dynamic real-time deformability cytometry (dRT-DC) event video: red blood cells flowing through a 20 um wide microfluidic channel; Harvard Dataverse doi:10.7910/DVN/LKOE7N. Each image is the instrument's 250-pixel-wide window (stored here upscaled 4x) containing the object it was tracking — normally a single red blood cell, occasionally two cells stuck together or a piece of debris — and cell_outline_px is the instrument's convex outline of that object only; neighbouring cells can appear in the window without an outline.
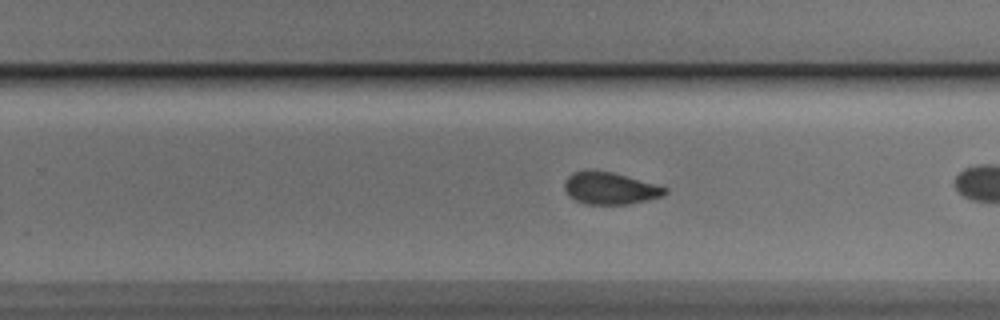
{"species": "Egyptian fruit bat (a non-hibernating species)", "species_latin": "Rousettus aegyptiacus", "temperature_condition": "cold", "stored_images_in_passage": 29, "camera_frame_rate_fps": 3000, "um_per_image_px": 0.085, "animal": {"sex": "male"}, "frame": {"image": 1, "passage_image": 21, "time_ms": 6.667, "image_size_px": [1000, 320], "cell_outline_px": [[668, 192], [664, 196], [628, 204], [588, 204], [576, 200], [568, 196], [564, 188], [564, 180], [572, 172], [612, 172], [656, 184], [668, 188]], "centroid_in_image_um": [51.87, 16.02], "position_along_channel_um": 277.9, "area_um2": 18.5}}